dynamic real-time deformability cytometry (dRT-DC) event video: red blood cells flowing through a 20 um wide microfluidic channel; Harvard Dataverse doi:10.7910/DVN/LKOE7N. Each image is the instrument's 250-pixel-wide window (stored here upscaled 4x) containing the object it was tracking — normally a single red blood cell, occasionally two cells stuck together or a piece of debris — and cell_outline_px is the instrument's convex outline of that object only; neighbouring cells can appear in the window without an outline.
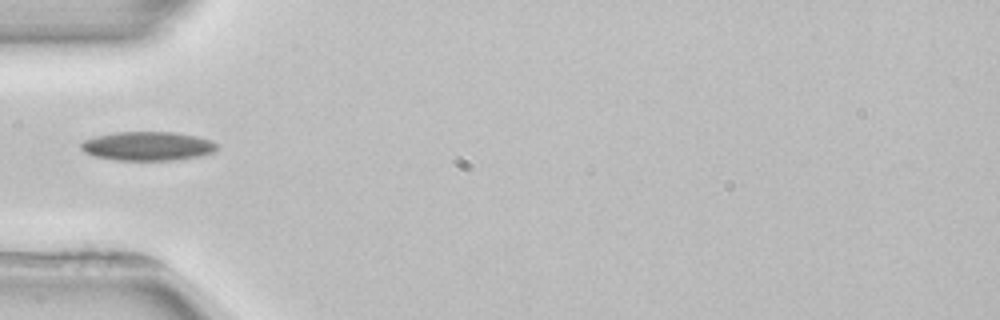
{"species": "common noctule bat (a hibernating species)", "species_latin": "Nyctalus noctula", "temperature_condition": "room temperature", "stored_images_in_passage": 4, "camera_frame_rate_fps": 3000, "um_per_image_px": 0.085, "animal": {"sex": "female", "body_mass_g": 22.7, "forearm_length_mm": 54.2}, "frame": {"image": 1, "passage_image": 4, "time_ms": 3.667, "image_size_px": [1000, 320], "cell_outline_px": [[216, 152], [200, 156], [172, 160], [116, 160], [92, 156], [84, 152], [80, 148], [80, 144], [84, 140], [96, 136], [116, 132], [176, 132], [196, 136], [212, 140], [216, 144]], "centroid_in_image_um": [12.54, 12.42], "position_along_channel_um": 72.5, "area_um2": 23.06}}